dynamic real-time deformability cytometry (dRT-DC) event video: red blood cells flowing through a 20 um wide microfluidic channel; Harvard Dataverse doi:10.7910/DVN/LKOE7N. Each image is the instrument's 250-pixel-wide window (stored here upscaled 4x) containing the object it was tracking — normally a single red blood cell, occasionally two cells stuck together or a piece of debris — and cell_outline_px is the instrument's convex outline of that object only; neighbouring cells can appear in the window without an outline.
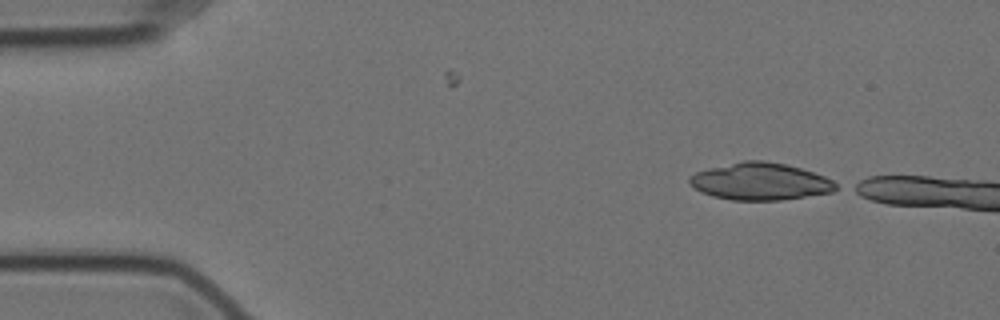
{"species": "Egyptian fruit bat (a non-hibernating species)", "species_latin": "Rousettus aegyptiacus", "temperature_condition": "cold", "stored_images_in_passage": 4, "camera_frame_rate_fps": 3000, "um_per_image_px": 0.085, "animal": {"sex": "female"}, "frame": {"image": 1, "passage_image": 1, "time_ms": 0.0, "image_size_px": [1000, 320], "cell_outline_px": [[840, 188], [832, 192], [780, 200], [732, 200], [712, 196], [700, 192], [688, 180], [696, 172], [708, 168], [744, 160], [764, 160], [784, 164], [800, 168], [824, 176], [840, 184]], "centroid_in_image_um": [64.65, 15.42], "position_along_channel_um": 20.3, "area_um2": 31.62}}